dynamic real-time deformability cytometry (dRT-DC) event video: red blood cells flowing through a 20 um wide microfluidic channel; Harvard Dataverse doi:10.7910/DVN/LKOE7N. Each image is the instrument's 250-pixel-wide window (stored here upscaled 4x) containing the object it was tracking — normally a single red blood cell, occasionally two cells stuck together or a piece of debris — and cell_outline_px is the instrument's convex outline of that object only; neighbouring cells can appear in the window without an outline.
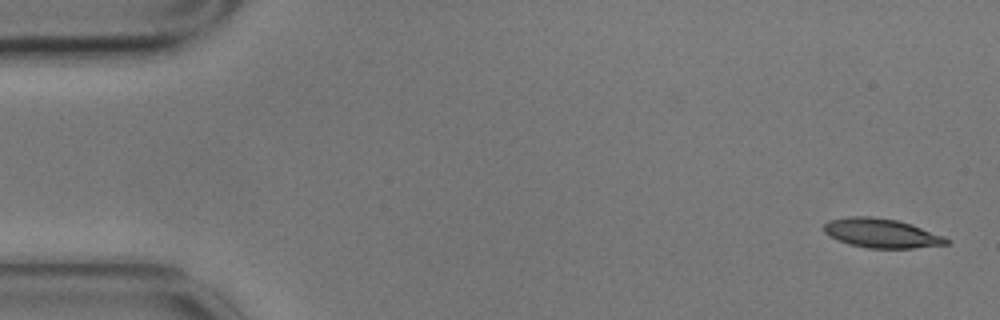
{"species": "common noctule bat (a hibernating species)", "species_latin": "Nyctalus noctula", "temperature_condition": "cold", "stored_images_in_passage": 4, "camera_frame_rate_fps": 3000, "um_per_image_px": 0.085, "animal": {"sex": "male", "body_mass_g": 17.9}, "frame": {"image": 1, "passage_image": 1, "time_ms": 0.0, "image_size_px": [1000, 320], "cell_outline_px": [[952, 240], [948, 244], [912, 248], [868, 248], [848, 244], [828, 236], [824, 232], [824, 224], [828, 220], [848, 216], [872, 216], [896, 220], [912, 224], [944, 236]], "centroid_in_image_um": [74.91, 19.81], "position_along_channel_um": 10.1, "area_um2": 21.04}}
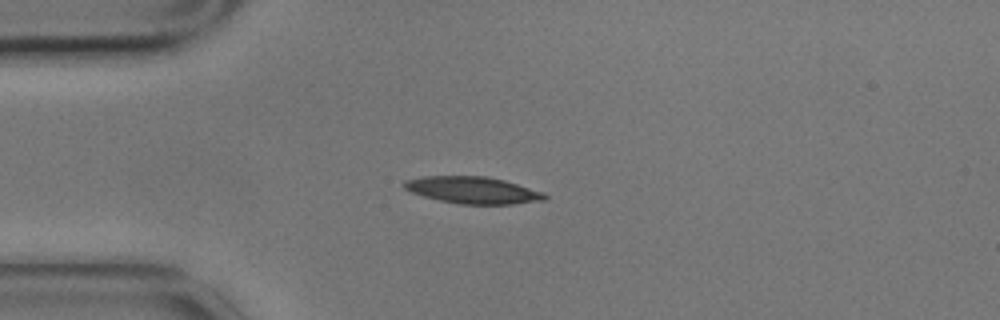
{"frame": {"image": 2, "passage_image": 4, "time_ms": 1.0, "image_size_px": [1000, 320], "cell_outline_px": [[548, 200], [512, 204], [460, 204], [440, 200], [424, 196], [412, 192], [404, 188], [400, 184], [404, 180], [424, 176], [488, 176], [504, 180], [544, 192], [548, 196]], "centroid_in_image_um": [40.2, 16.16], "position_along_channel_um": 44.8, "area_um2": 22.14}}